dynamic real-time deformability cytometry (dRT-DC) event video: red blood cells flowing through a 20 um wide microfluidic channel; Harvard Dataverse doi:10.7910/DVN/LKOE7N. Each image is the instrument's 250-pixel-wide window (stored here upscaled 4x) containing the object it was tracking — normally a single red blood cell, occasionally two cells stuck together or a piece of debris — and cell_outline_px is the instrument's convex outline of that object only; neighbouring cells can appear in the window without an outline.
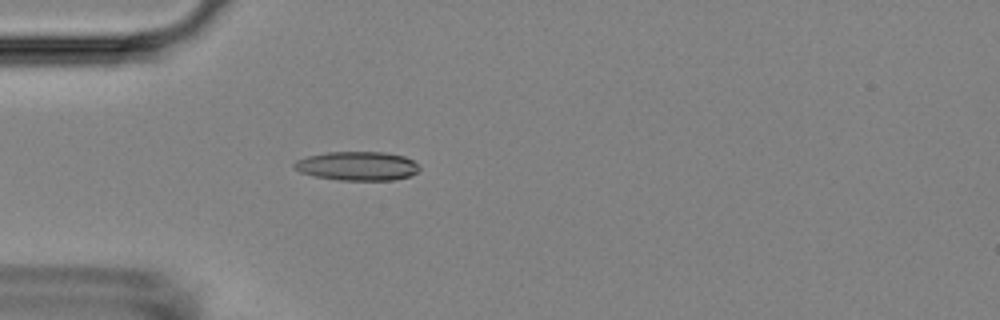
{"species": "Egyptian fruit bat (a non-hibernating species)", "species_latin": "Rousettus aegyptiacus", "temperature_condition": "room temperature", "stored_images_in_passage": 6, "camera_frame_rate_fps": 3000, "um_per_image_px": 0.085, "animal": {"sex": "female"}, "frame": {"image": 1, "passage_image": 1, "time_ms": 0.0, "image_size_px": [1000, 320], "cell_outline_px": [[420, 168], [416, 172], [408, 176], [392, 180], [340, 180], [312, 176], [300, 172], [292, 168], [292, 164], [296, 160], [308, 156], [328, 152], [384, 152], [404, 156], [412, 160]], "centroid_in_image_um": [30.31, 14.11], "position_along_channel_um": 54.7, "area_um2": 21.1}}